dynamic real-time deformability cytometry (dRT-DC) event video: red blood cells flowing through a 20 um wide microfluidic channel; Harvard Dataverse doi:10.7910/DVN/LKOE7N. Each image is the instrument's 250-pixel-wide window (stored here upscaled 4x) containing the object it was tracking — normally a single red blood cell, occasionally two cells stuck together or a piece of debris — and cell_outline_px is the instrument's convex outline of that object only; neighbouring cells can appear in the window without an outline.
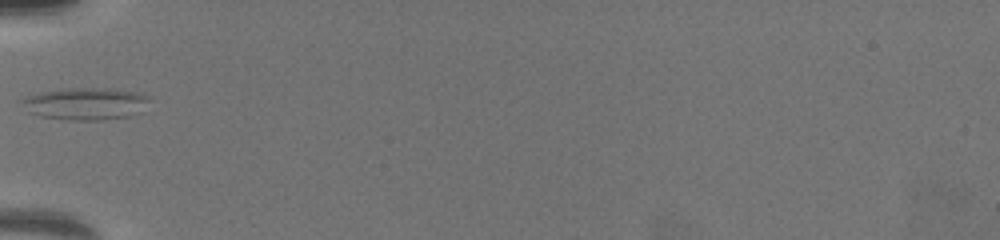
{"species": "common noctule bat (a hibernating species)", "species_latin": "Nyctalus noctula", "temperature_condition": "warm", "stored_images_in_passage": 36, "camera_frame_rate_fps": 3000, "um_per_image_px": 0.085, "animal": {"sex": "female", "body_mass_g": 19.5, "forearm_length_mm": 54.1}, "frame": {"image": 1, "passage_image": 1, "time_ms": 0.0, "image_size_px": [1000, 240], "cell_outline_px": [[148, 100], [132, 116], [104, 120], [64, 120], [40, 116], [28, 112], [20, 100], [28, 96], [40, 92], [68, 88], [112, 88], [136, 92], [148, 96]], "centroid_in_image_um": [7.22, 8.82], "position_along_channel_um": 77.8, "area_um2": 23.76}}
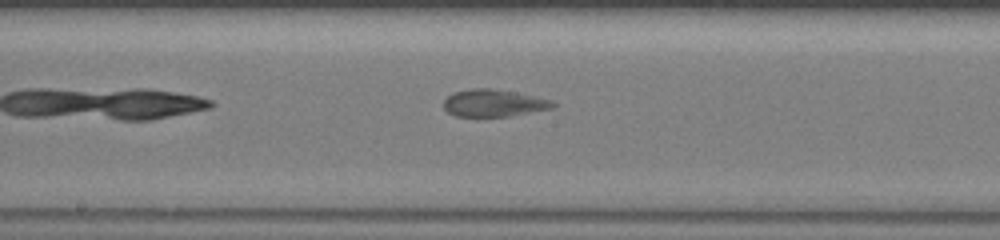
{"frame": {"image": 2, "passage_image": 13, "time_ms": 4.0, "image_size_px": [1000, 240], "cell_outline_px": [[556, 104], [552, 108], [508, 116], [456, 116], [448, 112], [444, 108], [444, 100], [452, 92], [472, 88], [492, 88], [516, 92], [552, 100]], "centroid_in_image_um": [41.94, 8.74], "position_along_channel_um": 206.3, "area_um2": 17.22}}
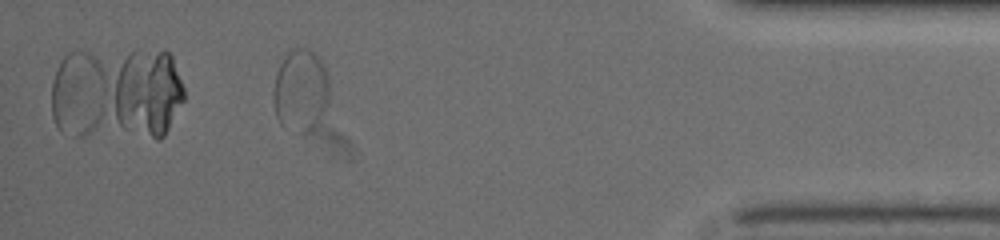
{"frame": {"image": 3, "passage_image": 36, "time_ms": 11.667, "image_size_px": [1000, 240], "cell_outline_px": [[328, 100], [324, 112], [312, 132], [300, 132], [280, 124], [276, 116], [272, 96], [272, 92], [276, 76], [280, 64], [288, 52], [296, 48], [308, 48], [320, 56], [328, 76]], "centroid_in_image_um": [25.56, 7.68], "position_along_channel_um": 409.6, "area_um2": 26.93}}